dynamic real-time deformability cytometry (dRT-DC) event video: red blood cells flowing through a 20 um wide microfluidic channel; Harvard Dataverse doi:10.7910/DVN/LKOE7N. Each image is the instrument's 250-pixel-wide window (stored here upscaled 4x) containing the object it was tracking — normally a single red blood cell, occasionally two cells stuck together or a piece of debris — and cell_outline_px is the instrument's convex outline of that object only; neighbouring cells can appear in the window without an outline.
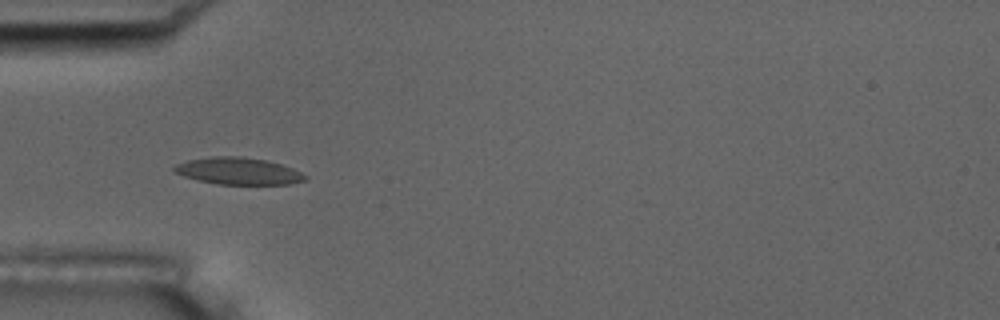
{"species": "common noctule bat (a hibernating species)", "species_latin": "Nyctalus noctula", "temperature_condition": "room temperature", "stored_images_in_passage": 25, "camera_frame_rate_fps": 3000, "um_per_image_px": 0.085, "animal": {"sex": "male", "body_mass_g": 17.5, "forearm_length_mm": 52.3}, "frame": {"image": 1, "passage_image": 4, "time_ms": 1.0, "image_size_px": [1000, 320], "cell_outline_px": [[308, 176], [304, 180], [288, 184], [216, 184], [184, 176], [176, 172], [172, 168], [176, 164], [188, 160], [212, 156], [240, 156], [264, 160], [280, 164], [292, 168]], "centroid_in_image_um": [20.24, 14.53], "position_along_channel_um": 64.8, "area_um2": 20.29}}